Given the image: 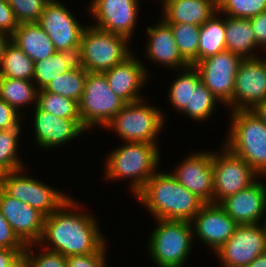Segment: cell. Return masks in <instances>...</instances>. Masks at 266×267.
I'll use <instances>...</instances> for the list:
<instances>
[{"label": "cell", "instance_id": "cell-42", "mask_svg": "<svg viewBox=\"0 0 266 267\" xmlns=\"http://www.w3.org/2000/svg\"><path fill=\"white\" fill-rule=\"evenodd\" d=\"M19 23L7 0H0V31L12 35Z\"/></svg>", "mask_w": 266, "mask_h": 267}, {"label": "cell", "instance_id": "cell-25", "mask_svg": "<svg viewBox=\"0 0 266 267\" xmlns=\"http://www.w3.org/2000/svg\"><path fill=\"white\" fill-rule=\"evenodd\" d=\"M225 37L226 50L242 58L257 57L255 49L258 50V46L249 19L225 15Z\"/></svg>", "mask_w": 266, "mask_h": 267}, {"label": "cell", "instance_id": "cell-9", "mask_svg": "<svg viewBox=\"0 0 266 267\" xmlns=\"http://www.w3.org/2000/svg\"><path fill=\"white\" fill-rule=\"evenodd\" d=\"M221 146V151L216 153L212 151L215 204L250 187L260 176L246 161L232 153L226 146Z\"/></svg>", "mask_w": 266, "mask_h": 267}, {"label": "cell", "instance_id": "cell-6", "mask_svg": "<svg viewBox=\"0 0 266 267\" xmlns=\"http://www.w3.org/2000/svg\"><path fill=\"white\" fill-rule=\"evenodd\" d=\"M129 43L125 36L88 24L82 33L77 63L87 72L103 73L134 55Z\"/></svg>", "mask_w": 266, "mask_h": 267}, {"label": "cell", "instance_id": "cell-21", "mask_svg": "<svg viewBox=\"0 0 266 267\" xmlns=\"http://www.w3.org/2000/svg\"><path fill=\"white\" fill-rule=\"evenodd\" d=\"M132 54L123 62L103 72L110 89L126 103L143 99L140 90L149 77L145 65Z\"/></svg>", "mask_w": 266, "mask_h": 267}, {"label": "cell", "instance_id": "cell-22", "mask_svg": "<svg viewBox=\"0 0 266 267\" xmlns=\"http://www.w3.org/2000/svg\"><path fill=\"white\" fill-rule=\"evenodd\" d=\"M146 31L148 40L145 55L148 60L178 71L190 66L178 49L171 26L163 19L156 25L147 27Z\"/></svg>", "mask_w": 266, "mask_h": 267}, {"label": "cell", "instance_id": "cell-4", "mask_svg": "<svg viewBox=\"0 0 266 267\" xmlns=\"http://www.w3.org/2000/svg\"><path fill=\"white\" fill-rule=\"evenodd\" d=\"M226 146L261 177L266 176V123L251 110L231 111Z\"/></svg>", "mask_w": 266, "mask_h": 267}, {"label": "cell", "instance_id": "cell-27", "mask_svg": "<svg viewBox=\"0 0 266 267\" xmlns=\"http://www.w3.org/2000/svg\"><path fill=\"white\" fill-rule=\"evenodd\" d=\"M77 64V56L56 51L52 56L34 63L33 82L37 89H44L57 76L71 70Z\"/></svg>", "mask_w": 266, "mask_h": 267}, {"label": "cell", "instance_id": "cell-8", "mask_svg": "<svg viewBox=\"0 0 266 267\" xmlns=\"http://www.w3.org/2000/svg\"><path fill=\"white\" fill-rule=\"evenodd\" d=\"M126 105L109 87L104 73L88 72L84 92L79 102V114L86 130L105 126Z\"/></svg>", "mask_w": 266, "mask_h": 267}, {"label": "cell", "instance_id": "cell-29", "mask_svg": "<svg viewBox=\"0 0 266 267\" xmlns=\"http://www.w3.org/2000/svg\"><path fill=\"white\" fill-rule=\"evenodd\" d=\"M34 62L12 41L6 46L0 63V78L33 81Z\"/></svg>", "mask_w": 266, "mask_h": 267}, {"label": "cell", "instance_id": "cell-31", "mask_svg": "<svg viewBox=\"0 0 266 267\" xmlns=\"http://www.w3.org/2000/svg\"><path fill=\"white\" fill-rule=\"evenodd\" d=\"M88 72L78 63L69 71L53 79L44 90L80 102Z\"/></svg>", "mask_w": 266, "mask_h": 267}, {"label": "cell", "instance_id": "cell-38", "mask_svg": "<svg viewBox=\"0 0 266 267\" xmlns=\"http://www.w3.org/2000/svg\"><path fill=\"white\" fill-rule=\"evenodd\" d=\"M33 246L35 247L36 245H26L23 253L27 267H67L66 256L46 248H42L40 253H35Z\"/></svg>", "mask_w": 266, "mask_h": 267}, {"label": "cell", "instance_id": "cell-49", "mask_svg": "<svg viewBox=\"0 0 266 267\" xmlns=\"http://www.w3.org/2000/svg\"><path fill=\"white\" fill-rule=\"evenodd\" d=\"M10 267H27L24 256L22 255L12 266Z\"/></svg>", "mask_w": 266, "mask_h": 267}, {"label": "cell", "instance_id": "cell-1", "mask_svg": "<svg viewBox=\"0 0 266 267\" xmlns=\"http://www.w3.org/2000/svg\"><path fill=\"white\" fill-rule=\"evenodd\" d=\"M80 204L70 196L46 216L41 239L35 245L66 257L98 252L106 239L100 232L98 220L90 213L81 212Z\"/></svg>", "mask_w": 266, "mask_h": 267}, {"label": "cell", "instance_id": "cell-7", "mask_svg": "<svg viewBox=\"0 0 266 267\" xmlns=\"http://www.w3.org/2000/svg\"><path fill=\"white\" fill-rule=\"evenodd\" d=\"M144 99L126 103L123 109L105 126L113 130L126 142H145L157 144L158 135L166 121L158 107L149 105ZM158 108V109H157Z\"/></svg>", "mask_w": 266, "mask_h": 267}, {"label": "cell", "instance_id": "cell-44", "mask_svg": "<svg viewBox=\"0 0 266 267\" xmlns=\"http://www.w3.org/2000/svg\"><path fill=\"white\" fill-rule=\"evenodd\" d=\"M25 249L0 248V267L12 266L24 253Z\"/></svg>", "mask_w": 266, "mask_h": 267}, {"label": "cell", "instance_id": "cell-46", "mask_svg": "<svg viewBox=\"0 0 266 267\" xmlns=\"http://www.w3.org/2000/svg\"><path fill=\"white\" fill-rule=\"evenodd\" d=\"M11 41V35L0 31V63L2 61L6 46Z\"/></svg>", "mask_w": 266, "mask_h": 267}, {"label": "cell", "instance_id": "cell-36", "mask_svg": "<svg viewBox=\"0 0 266 267\" xmlns=\"http://www.w3.org/2000/svg\"><path fill=\"white\" fill-rule=\"evenodd\" d=\"M266 10V0H225L218 12L233 18L249 19Z\"/></svg>", "mask_w": 266, "mask_h": 267}, {"label": "cell", "instance_id": "cell-39", "mask_svg": "<svg viewBox=\"0 0 266 267\" xmlns=\"http://www.w3.org/2000/svg\"><path fill=\"white\" fill-rule=\"evenodd\" d=\"M107 244L98 252L66 257L67 267H106Z\"/></svg>", "mask_w": 266, "mask_h": 267}, {"label": "cell", "instance_id": "cell-41", "mask_svg": "<svg viewBox=\"0 0 266 267\" xmlns=\"http://www.w3.org/2000/svg\"><path fill=\"white\" fill-rule=\"evenodd\" d=\"M0 248L26 249V245L18 238L5 219L0 209Z\"/></svg>", "mask_w": 266, "mask_h": 267}, {"label": "cell", "instance_id": "cell-24", "mask_svg": "<svg viewBox=\"0 0 266 267\" xmlns=\"http://www.w3.org/2000/svg\"><path fill=\"white\" fill-rule=\"evenodd\" d=\"M15 43L34 63L47 59L56 51L48 34L38 23H22L11 35Z\"/></svg>", "mask_w": 266, "mask_h": 267}, {"label": "cell", "instance_id": "cell-43", "mask_svg": "<svg viewBox=\"0 0 266 267\" xmlns=\"http://www.w3.org/2000/svg\"><path fill=\"white\" fill-rule=\"evenodd\" d=\"M251 27L254 32L256 43L259 47L266 50V10L259 13L257 16L249 18Z\"/></svg>", "mask_w": 266, "mask_h": 267}, {"label": "cell", "instance_id": "cell-28", "mask_svg": "<svg viewBox=\"0 0 266 267\" xmlns=\"http://www.w3.org/2000/svg\"><path fill=\"white\" fill-rule=\"evenodd\" d=\"M38 89L31 80L0 78V99L14 107L18 112L25 105H37ZM21 107V108H20Z\"/></svg>", "mask_w": 266, "mask_h": 267}, {"label": "cell", "instance_id": "cell-10", "mask_svg": "<svg viewBox=\"0 0 266 267\" xmlns=\"http://www.w3.org/2000/svg\"><path fill=\"white\" fill-rule=\"evenodd\" d=\"M38 24L50 37L55 51L78 55L82 33L86 26L58 0H50Z\"/></svg>", "mask_w": 266, "mask_h": 267}, {"label": "cell", "instance_id": "cell-33", "mask_svg": "<svg viewBox=\"0 0 266 267\" xmlns=\"http://www.w3.org/2000/svg\"><path fill=\"white\" fill-rule=\"evenodd\" d=\"M37 106L55 117L81 119L79 102L56 93L47 92L44 89L38 90Z\"/></svg>", "mask_w": 266, "mask_h": 267}, {"label": "cell", "instance_id": "cell-34", "mask_svg": "<svg viewBox=\"0 0 266 267\" xmlns=\"http://www.w3.org/2000/svg\"><path fill=\"white\" fill-rule=\"evenodd\" d=\"M218 102L220 103L212 92L200 82L195 89H192L190 107H185L181 113L188 115L196 122L206 121L207 118L212 116Z\"/></svg>", "mask_w": 266, "mask_h": 267}, {"label": "cell", "instance_id": "cell-14", "mask_svg": "<svg viewBox=\"0 0 266 267\" xmlns=\"http://www.w3.org/2000/svg\"><path fill=\"white\" fill-rule=\"evenodd\" d=\"M266 99V57L243 58L235 77L232 111L252 110Z\"/></svg>", "mask_w": 266, "mask_h": 267}, {"label": "cell", "instance_id": "cell-17", "mask_svg": "<svg viewBox=\"0 0 266 267\" xmlns=\"http://www.w3.org/2000/svg\"><path fill=\"white\" fill-rule=\"evenodd\" d=\"M194 237L216 252L234 234L238 225L215 203H205L191 221ZM196 234V235H195Z\"/></svg>", "mask_w": 266, "mask_h": 267}, {"label": "cell", "instance_id": "cell-23", "mask_svg": "<svg viewBox=\"0 0 266 267\" xmlns=\"http://www.w3.org/2000/svg\"><path fill=\"white\" fill-rule=\"evenodd\" d=\"M162 6V19L166 23H188L199 27L218 12L213 0H164Z\"/></svg>", "mask_w": 266, "mask_h": 267}, {"label": "cell", "instance_id": "cell-15", "mask_svg": "<svg viewBox=\"0 0 266 267\" xmlns=\"http://www.w3.org/2000/svg\"><path fill=\"white\" fill-rule=\"evenodd\" d=\"M139 0H92L88 11L101 30L119 34L131 40L137 24Z\"/></svg>", "mask_w": 266, "mask_h": 267}, {"label": "cell", "instance_id": "cell-48", "mask_svg": "<svg viewBox=\"0 0 266 267\" xmlns=\"http://www.w3.org/2000/svg\"><path fill=\"white\" fill-rule=\"evenodd\" d=\"M9 172L10 171L5 166L0 164V190L3 189Z\"/></svg>", "mask_w": 266, "mask_h": 267}, {"label": "cell", "instance_id": "cell-2", "mask_svg": "<svg viewBox=\"0 0 266 267\" xmlns=\"http://www.w3.org/2000/svg\"><path fill=\"white\" fill-rule=\"evenodd\" d=\"M155 219L191 222L205 204L171 173L156 172L135 195Z\"/></svg>", "mask_w": 266, "mask_h": 267}, {"label": "cell", "instance_id": "cell-20", "mask_svg": "<svg viewBox=\"0 0 266 267\" xmlns=\"http://www.w3.org/2000/svg\"><path fill=\"white\" fill-rule=\"evenodd\" d=\"M219 205L238 225L264 223L266 185L257 180L250 187L228 196Z\"/></svg>", "mask_w": 266, "mask_h": 267}, {"label": "cell", "instance_id": "cell-12", "mask_svg": "<svg viewBox=\"0 0 266 267\" xmlns=\"http://www.w3.org/2000/svg\"><path fill=\"white\" fill-rule=\"evenodd\" d=\"M242 59L238 54L224 50L194 65L199 71L201 82L224 107H230L229 111H232L235 77Z\"/></svg>", "mask_w": 266, "mask_h": 267}, {"label": "cell", "instance_id": "cell-18", "mask_svg": "<svg viewBox=\"0 0 266 267\" xmlns=\"http://www.w3.org/2000/svg\"><path fill=\"white\" fill-rule=\"evenodd\" d=\"M0 209L18 238L25 244L41 239L46 216L35 208L0 190Z\"/></svg>", "mask_w": 266, "mask_h": 267}, {"label": "cell", "instance_id": "cell-16", "mask_svg": "<svg viewBox=\"0 0 266 267\" xmlns=\"http://www.w3.org/2000/svg\"><path fill=\"white\" fill-rule=\"evenodd\" d=\"M172 176L204 203H213L214 175L211 151L192 153L176 166Z\"/></svg>", "mask_w": 266, "mask_h": 267}, {"label": "cell", "instance_id": "cell-45", "mask_svg": "<svg viewBox=\"0 0 266 267\" xmlns=\"http://www.w3.org/2000/svg\"><path fill=\"white\" fill-rule=\"evenodd\" d=\"M251 111L266 123V99L259 102Z\"/></svg>", "mask_w": 266, "mask_h": 267}, {"label": "cell", "instance_id": "cell-32", "mask_svg": "<svg viewBox=\"0 0 266 267\" xmlns=\"http://www.w3.org/2000/svg\"><path fill=\"white\" fill-rule=\"evenodd\" d=\"M182 57L190 64L198 62L200 27L188 23H168Z\"/></svg>", "mask_w": 266, "mask_h": 267}, {"label": "cell", "instance_id": "cell-3", "mask_svg": "<svg viewBox=\"0 0 266 267\" xmlns=\"http://www.w3.org/2000/svg\"><path fill=\"white\" fill-rule=\"evenodd\" d=\"M160 146L145 142H124L106 157L105 179L116 181L127 178L132 195H136L157 172Z\"/></svg>", "mask_w": 266, "mask_h": 267}, {"label": "cell", "instance_id": "cell-5", "mask_svg": "<svg viewBox=\"0 0 266 267\" xmlns=\"http://www.w3.org/2000/svg\"><path fill=\"white\" fill-rule=\"evenodd\" d=\"M157 223L148 238V254L157 267H182L193 247V227L189 221L154 219Z\"/></svg>", "mask_w": 266, "mask_h": 267}, {"label": "cell", "instance_id": "cell-11", "mask_svg": "<svg viewBox=\"0 0 266 267\" xmlns=\"http://www.w3.org/2000/svg\"><path fill=\"white\" fill-rule=\"evenodd\" d=\"M24 168L9 172L3 190L45 216L56 211L68 198L67 194L44 184L41 180L24 175Z\"/></svg>", "mask_w": 266, "mask_h": 267}, {"label": "cell", "instance_id": "cell-13", "mask_svg": "<svg viewBox=\"0 0 266 267\" xmlns=\"http://www.w3.org/2000/svg\"><path fill=\"white\" fill-rule=\"evenodd\" d=\"M266 252L264 223L237 225L234 234L215 253L221 267H247Z\"/></svg>", "mask_w": 266, "mask_h": 267}, {"label": "cell", "instance_id": "cell-40", "mask_svg": "<svg viewBox=\"0 0 266 267\" xmlns=\"http://www.w3.org/2000/svg\"><path fill=\"white\" fill-rule=\"evenodd\" d=\"M23 112H18L14 107L0 99V130L21 128L23 125Z\"/></svg>", "mask_w": 266, "mask_h": 267}, {"label": "cell", "instance_id": "cell-19", "mask_svg": "<svg viewBox=\"0 0 266 267\" xmlns=\"http://www.w3.org/2000/svg\"><path fill=\"white\" fill-rule=\"evenodd\" d=\"M33 128L35 142L42 149H50L79 138L86 132L81 119H66L34 107Z\"/></svg>", "mask_w": 266, "mask_h": 267}, {"label": "cell", "instance_id": "cell-50", "mask_svg": "<svg viewBox=\"0 0 266 267\" xmlns=\"http://www.w3.org/2000/svg\"><path fill=\"white\" fill-rule=\"evenodd\" d=\"M216 7L218 8L225 0H213Z\"/></svg>", "mask_w": 266, "mask_h": 267}, {"label": "cell", "instance_id": "cell-37", "mask_svg": "<svg viewBox=\"0 0 266 267\" xmlns=\"http://www.w3.org/2000/svg\"><path fill=\"white\" fill-rule=\"evenodd\" d=\"M49 1L50 0H7L19 24L38 23Z\"/></svg>", "mask_w": 266, "mask_h": 267}, {"label": "cell", "instance_id": "cell-30", "mask_svg": "<svg viewBox=\"0 0 266 267\" xmlns=\"http://www.w3.org/2000/svg\"><path fill=\"white\" fill-rule=\"evenodd\" d=\"M179 71L168 92V100H170L177 112H181L185 107H190L192 89H195L201 82L199 71L195 66L190 65Z\"/></svg>", "mask_w": 266, "mask_h": 267}, {"label": "cell", "instance_id": "cell-26", "mask_svg": "<svg viewBox=\"0 0 266 267\" xmlns=\"http://www.w3.org/2000/svg\"><path fill=\"white\" fill-rule=\"evenodd\" d=\"M216 12L200 27L198 62L226 50L225 15Z\"/></svg>", "mask_w": 266, "mask_h": 267}, {"label": "cell", "instance_id": "cell-47", "mask_svg": "<svg viewBox=\"0 0 266 267\" xmlns=\"http://www.w3.org/2000/svg\"><path fill=\"white\" fill-rule=\"evenodd\" d=\"M247 267H266V252L257 256Z\"/></svg>", "mask_w": 266, "mask_h": 267}, {"label": "cell", "instance_id": "cell-35", "mask_svg": "<svg viewBox=\"0 0 266 267\" xmlns=\"http://www.w3.org/2000/svg\"><path fill=\"white\" fill-rule=\"evenodd\" d=\"M21 128L0 130V164L10 172L24 168L23 162L17 153Z\"/></svg>", "mask_w": 266, "mask_h": 267}]
</instances>
